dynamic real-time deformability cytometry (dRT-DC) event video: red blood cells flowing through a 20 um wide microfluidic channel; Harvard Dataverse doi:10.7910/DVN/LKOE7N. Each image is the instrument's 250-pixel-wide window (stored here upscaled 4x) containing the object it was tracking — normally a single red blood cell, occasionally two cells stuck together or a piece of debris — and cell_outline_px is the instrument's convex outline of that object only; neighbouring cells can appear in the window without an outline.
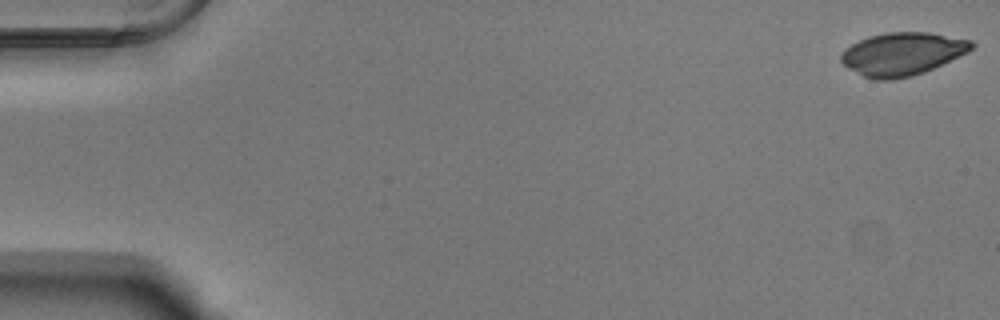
{"species": "Egyptian fruit bat (a non-hibernating species)", "species_latin": "Rousettus aegyptiacus", "temperature_condition": "warm", "stored_images_in_passage": 54, "camera_frame_rate_fps": 3000, "um_per_image_px": 0.085, "animal": {"sex": "male"}, "frame": {"image": 1, "passage_image": 1, "time_ms": 0.0, "image_size_px": [1000, 320], "cell_outline_px": [[976, 44], [968, 52], [924, 72], [912, 76], [892, 80], [876, 80], [864, 76], [848, 68], [840, 60], [840, 56], [844, 48], [868, 36], [888, 32], [928, 32], [972, 40]], "centroid_in_image_um": [76.69, 4.58], "position_along_channel_um": 8.3, "area_um2": 32.6}}
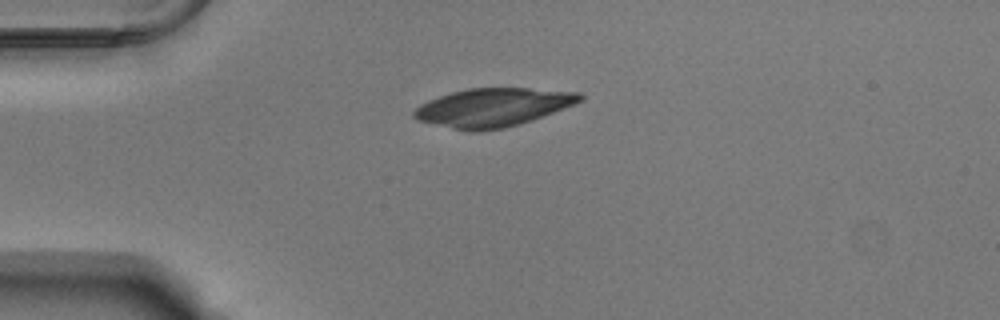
{"frame": {"image": 2, "passage_image": 14, "time_ms": 4.333, "image_size_px": [1000, 320], "cell_outline_px": [[584, 100], [520, 124], [504, 128], [476, 132], [468, 132], [416, 120], [412, 116], [412, 112], [420, 104], [428, 100], [452, 92], [468, 88], [528, 88], [580, 92], [584, 96]], "centroid_in_image_um": [41.87, 9.13], "position_along_channel_um": 43.1, "area_um2": 37.17}}
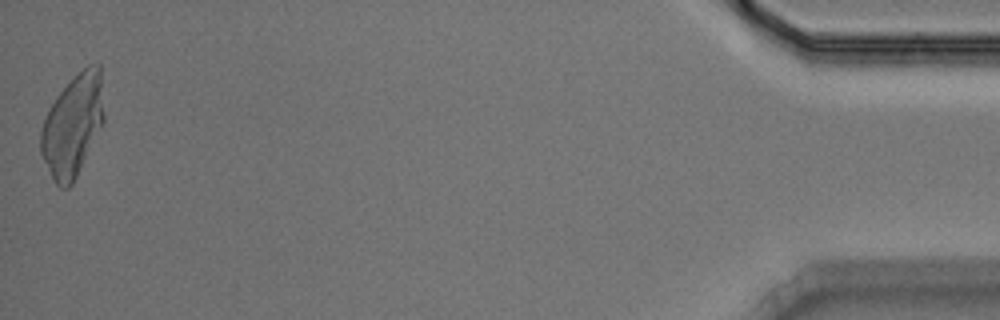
{"frame": {"image": 3, "passage_image": 54, "time_ms": 17.667, "image_size_px": [1000, 320], "cell_outline_px": [[104, 120], [72, 184], [68, 188], [60, 188], [56, 184], [40, 152], [40, 132], [48, 108], [56, 96], [88, 64], [100, 64], [104, 116]], "centroid_in_image_um": [6.17, 10.66], "position_along_channel_um": 429.0, "area_um2": 36.7}}